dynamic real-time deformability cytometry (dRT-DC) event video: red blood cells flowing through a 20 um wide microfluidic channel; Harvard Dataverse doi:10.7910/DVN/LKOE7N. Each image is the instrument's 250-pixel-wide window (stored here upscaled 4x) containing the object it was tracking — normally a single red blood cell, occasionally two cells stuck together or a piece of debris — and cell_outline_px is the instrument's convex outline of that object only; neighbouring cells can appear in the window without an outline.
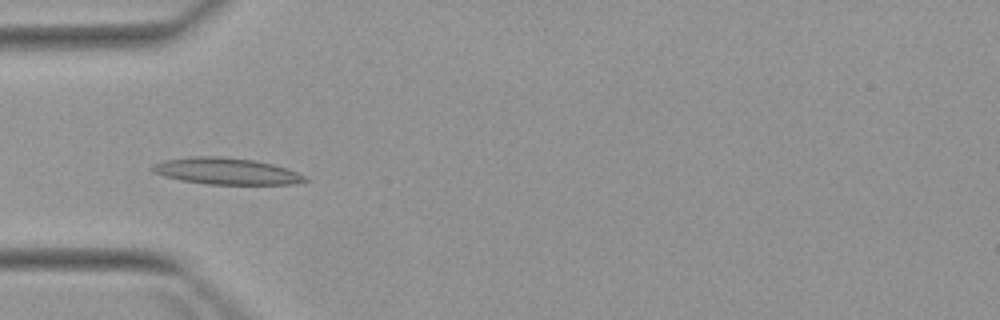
{"species": "Egyptian fruit bat (a non-hibernating species)", "species_latin": "Rousettus aegyptiacus", "temperature_condition": "warm", "stored_images_in_passage": 4, "camera_frame_rate_fps": 3000, "um_per_image_px": 0.085, "animal": {"sex": "female"}, "frame": {"image": 1, "passage_image": 3, "time_ms": 2.333, "image_size_px": [1000, 320], "cell_outline_px": [[308, 180], [292, 184], [208, 184], [180, 180], [164, 176], [152, 172], [148, 168], [152, 164], [164, 160], [188, 156], [220, 156], [252, 160], [272, 164], [296, 172], [304, 176]], "centroid_in_image_um": [19.12, 14.54], "position_along_channel_um": 65.9, "area_um2": 23.52}}
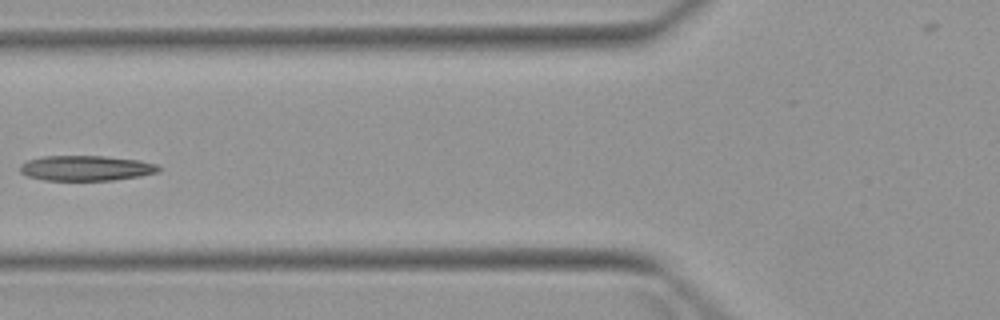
{"frame": {"image": 2, "passage_image": 4, "time_ms": 3.667, "image_size_px": [1000, 320], "cell_outline_px": [[160, 172], [140, 176], [112, 180], [44, 180], [28, 176], [20, 172], [20, 164], [28, 160], [44, 156], [104, 156], [140, 160], [156, 164], [160, 168]], "centroid_in_image_um": [7.33, 14.29], "position_along_channel_um": 118.5, "area_um2": 20.35}}